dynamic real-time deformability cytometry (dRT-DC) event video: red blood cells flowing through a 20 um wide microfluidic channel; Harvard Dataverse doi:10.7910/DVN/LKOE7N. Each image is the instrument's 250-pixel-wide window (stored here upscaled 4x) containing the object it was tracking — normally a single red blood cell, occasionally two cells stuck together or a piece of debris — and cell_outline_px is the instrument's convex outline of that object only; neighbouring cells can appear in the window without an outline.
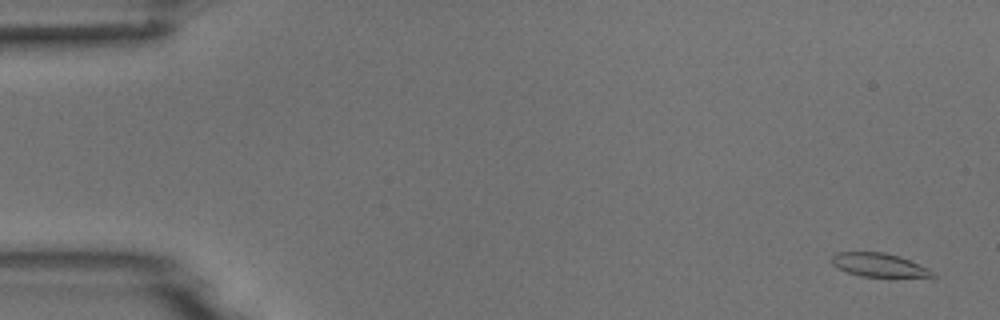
{"species": "common noctule bat (a hibernating species)", "species_latin": "Nyctalus noctula", "temperature_condition": "room temperature", "stored_images_in_passage": 17, "camera_frame_rate_fps": 3000, "um_per_image_px": 0.085, "animal": {"sex": "male", "body_mass_g": 18.8}, "frame": {"image": 1, "passage_image": 3, "time_ms": 0.667, "image_size_px": [1000, 320], "cell_outline_px": [[936, 276], [860, 276], [848, 272], [832, 264], [832, 256], [836, 252], [884, 252], [900, 256], [928, 268], [936, 272]], "centroid_in_image_um": [74.71, 22.5], "position_along_channel_um": 10.3, "area_um2": 13.58}}
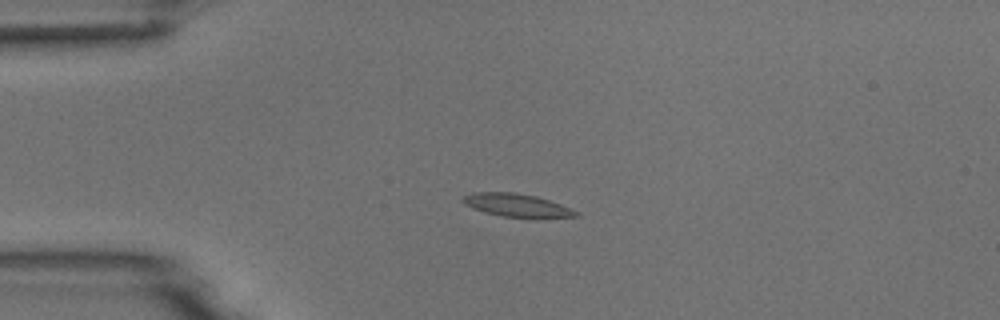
{"frame": {"image": 2, "passage_image": 14, "time_ms": 4.333, "image_size_px": [1000, 320], "cell_outline_px": [[580, 216], [536, 220], [532, 220], [500, 216], [484, 212], [472, 208], [464, 204], [460, 200], [464, 196], [472, 192], [512, 192], [536, 196], [560, 204], [580, 212]], "centroid_in_image_um": [43.98, 17.5], "position_along_channel_um": 41.0, "area_um2": 15.95}}